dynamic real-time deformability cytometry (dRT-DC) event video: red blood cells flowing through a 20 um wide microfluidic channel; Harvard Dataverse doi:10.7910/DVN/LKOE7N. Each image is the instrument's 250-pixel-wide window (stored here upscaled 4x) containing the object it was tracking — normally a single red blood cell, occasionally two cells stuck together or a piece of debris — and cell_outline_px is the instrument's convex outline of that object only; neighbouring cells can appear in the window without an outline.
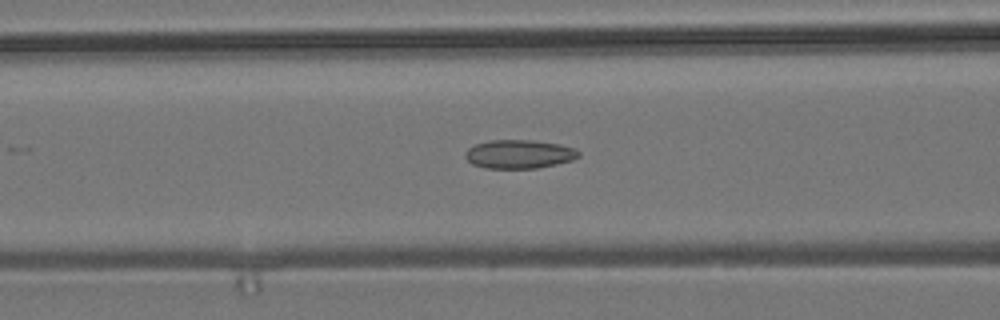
{"species": "common noctule bat (a hibernating species)", "species_latin": "Nyctalus noctula", "temperature_condition": "room temperature", "stored_images_in_passage": 25, "camera_frame_rate_fps": 3000, "um_per_image_px": 0.085, "animal": {"sex": "male", "body_mass_g": 19.2, "forearm_length_mm": 51.8}, "frame": {"image": 1, "passage_image": 21, "time_ms": 6.667, "image_size_px": [1000, 320], "cell_outline_px": [[580, 156], [572, 160], [556, 164], [536, 168], [484, 168], [472, 164], [464, 156], [464, 152], [468, 148], [476, 144], [488, 140], [532, 140], [560, 144], [576, 148], [580, 152]], "centroid_in_image_um": [44.12, 13.09], "position_along_channel_um": 122.5, "area_um2": 19.07}}
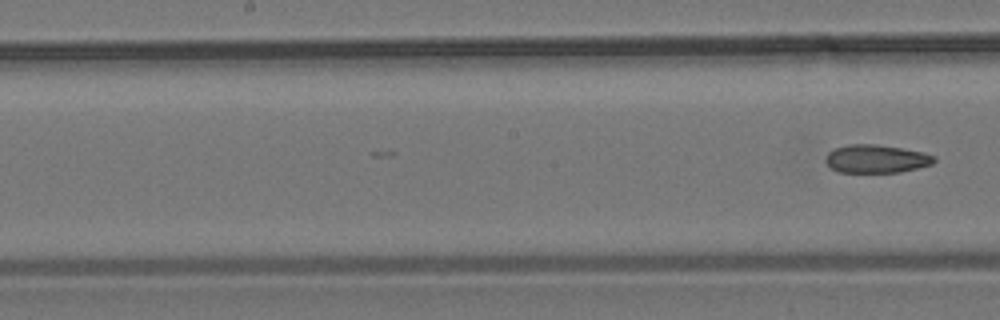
{"frame": {"image": 2, "passage_image": 25, "time_ms": 8.0, "image_size_px": [1000, 320], "cell_outline_px": [[936, 160], [932, 164], [900, 172], [836, 172], [824, 160], [828, 152], [836, 148], [848, 144], [876, 144], [924, 152], [936, 156]], "centroid_in_image_um": [74.48, 13.5], "position_along_channel_um": 173.7, "area_um2": 17.8}}